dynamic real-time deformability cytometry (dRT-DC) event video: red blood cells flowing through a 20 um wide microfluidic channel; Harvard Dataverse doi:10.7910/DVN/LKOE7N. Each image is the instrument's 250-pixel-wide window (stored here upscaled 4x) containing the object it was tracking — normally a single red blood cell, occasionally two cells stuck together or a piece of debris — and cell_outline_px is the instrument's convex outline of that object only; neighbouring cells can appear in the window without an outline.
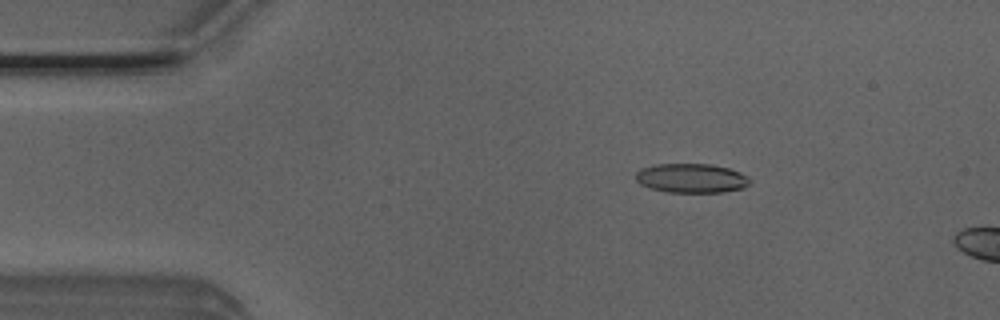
{"species": "Egyptian fruit bat (a non-hibernating species)", "species_latin": "Rousettus aegyptiacus", "temperature_condition": "room temperature", "stored_images_in_passage": 13, "camera_frame_rate_fps": 3000, "um_per_image_px": 0.085, "animal": {"sex": "male"}, "frame": {"image": 1, "passage_image": 8, "time_ms": 2.333, "image_size_px": [1000, 320], "cell_outline_px": [[752, 180], [744, 188], [720, 192], [664, 192], [648, 188], [640, 184], [636, 180], [636, 172], [640, 168], [656, 164], [712, 164], [728, 168], [740, 172], [748, 176]], "centroid_in_image_um": [58.75, 15.14], "position_along_channel_um": 26.2, "area_um2": 19.65}}